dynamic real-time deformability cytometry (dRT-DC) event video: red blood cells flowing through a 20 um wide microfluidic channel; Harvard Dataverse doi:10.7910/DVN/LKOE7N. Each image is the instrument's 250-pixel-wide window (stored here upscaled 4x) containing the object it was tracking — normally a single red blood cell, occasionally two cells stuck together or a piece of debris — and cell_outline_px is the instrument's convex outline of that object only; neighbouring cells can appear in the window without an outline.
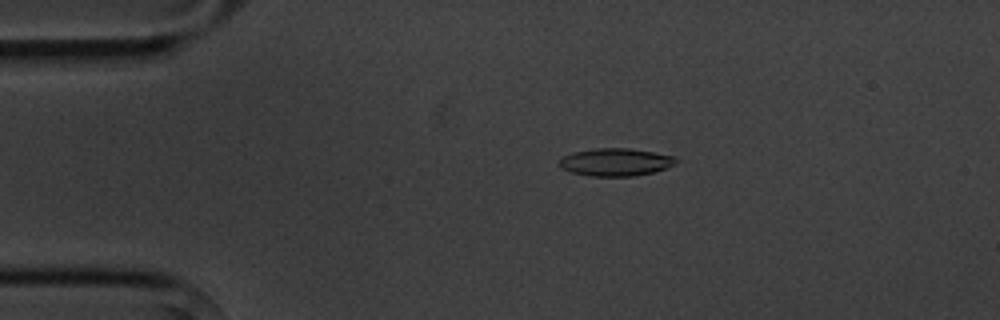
{"species": "common noctule bat (a hibernating species)", "species_latin": "Nyctalus noctula", "temperature_condition": "cold", "stored_images_in_passage": 5, "camera_frame_rate_fps": 3000, "um_per_image_px": 0.085, "animal": {"sex": "male", "body_mass_g": 20.1, "forearm_length_mm": 53.5}, "frame": {"image": 1, "passage_image": 3, "time_ms": 2.333, "image_size_px": [1000, 320], "cell_outline_px": [[676, 160], [672, 164], [664, 168], [652, 172], [632, 176], [592, 176], [572, 172], [560, 168], [556, 164], [560, 156], [572, 152], [596, 148], [628, 148], [676, 156]], "centroid_in_image_um": [52.21, 13.77], "position_along_channel_um": 32.8, "area_um2": 18.79}}
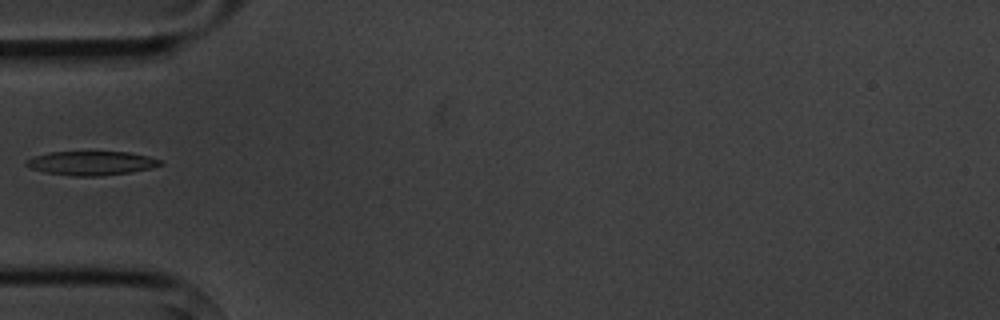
{"frame": {"image": 2, "passage_image": 5, "time_ms": 4.667, "image_size_px": [1000, 320], "cell_outline_px": [[164, 164], [152, 168], [128, 172], [100, 176], [72, 176], [44, 172], [32, 168], [24, 164], [24, 160], [48, 152], [128, 152], [148, 156], [164, 160]], "centroid_in_image_um": [7.79, 13.86], "position_along_channel_um": 77.2, "area_um2": 18.79}}